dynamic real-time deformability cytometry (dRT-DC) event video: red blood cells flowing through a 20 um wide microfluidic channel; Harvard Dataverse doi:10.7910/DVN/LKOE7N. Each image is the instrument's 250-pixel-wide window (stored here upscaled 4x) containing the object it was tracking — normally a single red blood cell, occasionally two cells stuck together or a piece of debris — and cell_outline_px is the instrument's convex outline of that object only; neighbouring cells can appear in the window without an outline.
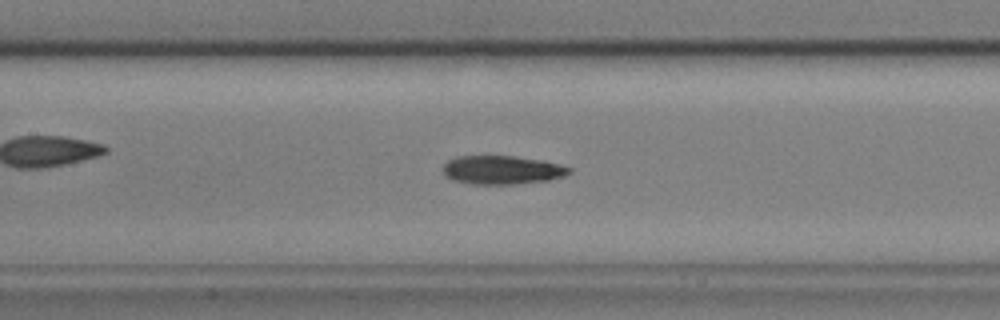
{"species": "common noctule bat (a hibernating species)", "species_latin": "Nyctalus noctula", "temperature_condition": "cold", "stored_images_in_passage": 55, "camera_frame_rate_fps": 3000, "um_per_image_px": 0.085, "animal": {"sex": "male", "body_mass_g": 17.9, "forearm_length_mm": 54.2}, "frame": {"image": 1, "passage_image": 24, "time_ms": 7.667, "image_size_px": [1000, 320], "cell_outline_px": [[572, 172], [564, 176], [548, 180], [516, 184], [472, 184], [452, 180], [444, 176], [444, 164], [448, 160], [456, 156], [512, 156], [544, 160], [560, 164], [572, 168]], "centroid_in_image_um": [42.69, 14.44], "position_along_channel_um": 164.7, "area_um2": 21.21}}